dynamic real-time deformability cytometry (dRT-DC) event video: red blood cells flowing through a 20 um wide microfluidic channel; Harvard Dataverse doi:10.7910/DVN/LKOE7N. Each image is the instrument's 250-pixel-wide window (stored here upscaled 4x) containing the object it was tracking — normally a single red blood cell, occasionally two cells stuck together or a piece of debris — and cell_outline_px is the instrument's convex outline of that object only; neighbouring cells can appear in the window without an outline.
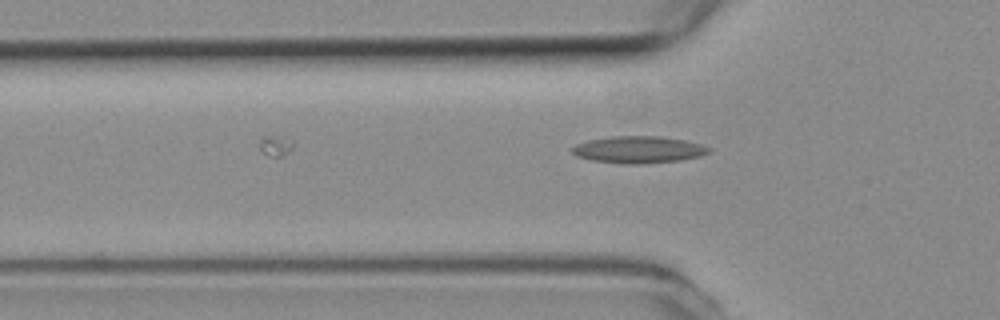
{"species": "common noctule bat (a hibernating species)", "species_latin": "Nyctalus noctula", "temperature_condition": "room temperature", "stored_images_in_passage": 4, "camera_frame_rate_fps": 3000, "um_per_image_px": 0.085, "animal": {"sex": "female", "body_mass_g": 19.3, "forearm_length_mm": 54.1}, "frame": {"image": 1, "passage_image": 4, "time_ms": 1.0, "image_size_px": [1000, 320], "cell_outline_px": [[712, 148], [708, 152], [700, 156], [680, 160], [640, 164], [628, 164], [592, 160], [576, 156], [572, 152], [572, 148], [576, 144], [588, 140], [612, 136], [660, 136], [684, 140], [700, 144]], "centroid_in_image_um": [54.27, 12.71], "position_along_channel_um": 71.5, "area_um2": 21.33}}